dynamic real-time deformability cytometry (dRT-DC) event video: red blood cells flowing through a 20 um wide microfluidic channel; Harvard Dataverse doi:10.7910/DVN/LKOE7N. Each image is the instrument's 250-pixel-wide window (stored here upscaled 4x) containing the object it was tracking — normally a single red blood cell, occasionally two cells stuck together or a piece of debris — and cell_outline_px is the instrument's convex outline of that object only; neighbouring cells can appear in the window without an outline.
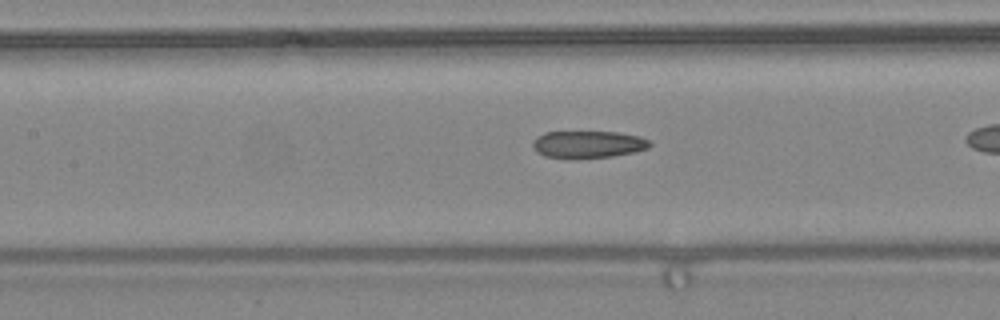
{"species": "common noctule bat (a hibernating species)", "species_latin": "Nyctalus noctula", "temperature_condition": "warm", "stored_images_in_passage": 22, "camera_frame_rate_fps": 3000, "um_per_image_px": 0.085, "animal": {"sex": "female", "body_mass_g": 24.6, "forearm_length_mm": 56.2}, "frame": {"image": 1, "passage_image": 18, "time_ms": 5.667, "image_size_px": [1000, 320], "cell_outline_px": [[652, 144], [648, 148], [636, 152], [612, 156], [572, 160], [544, 156], [536, 152], [532, 148], [532, 140], [536, 136], [544, 132], [616, 132], [640, 136], [648, 140]], "centroid_in_image_um": [49.93, 12.29], "position_along_channel_um": 157.5, "area_um2": 19.07}}
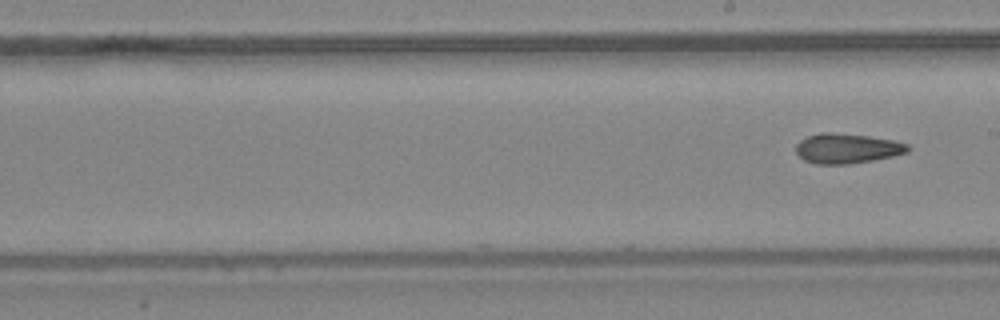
{"frame": {"image": 2, "passage_image": 22, "time_ms": 7.0, "image_size_px": [1000, 320], "cell_outline_px": [[908, 152], [892, 156], [872, 160], [848, 164], [816, 164], [804, 160], [796, 152], [796, 144], [800, 140], [808, 136], [824, 132], [828, 132], [868, 136], [892, 140], [908, 144]], "centroid_in_image_um": [71.97, 12.62], "position_along_channel_um": 217.0, "area_um2": 19.25}}